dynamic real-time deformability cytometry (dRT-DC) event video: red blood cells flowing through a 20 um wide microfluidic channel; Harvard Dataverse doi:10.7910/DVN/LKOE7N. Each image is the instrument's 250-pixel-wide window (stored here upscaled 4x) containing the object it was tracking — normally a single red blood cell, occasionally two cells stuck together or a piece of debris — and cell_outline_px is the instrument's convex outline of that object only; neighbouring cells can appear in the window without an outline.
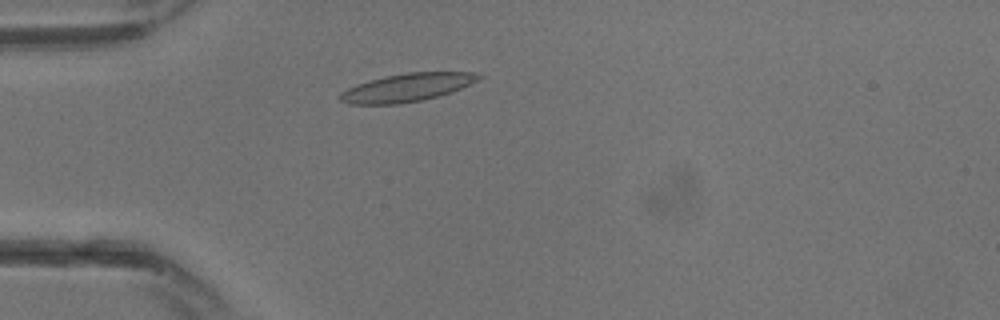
{"species": "common noctule bat (a hibernating species)", "species_latin": "Nyctalus noctula", "temperature_condition": "warm", "stored_images_in_passage": 12, "camera_frame_rate_fps": 3000, "um_per_image_px": 0.085, "animal": {"sex": "male", "body_mass_g": 13.3}, "frame": {"image": 1, "passage_image": 2, "time_ms": 0.333, "image_size_px": [1000, 320], "cell_outline_px": [[484, 76], [480, 80], [452, 92], [420, 100], [400, 104], [348, 104], [340, 100], [340, 92], [356, 84], [368, 80], [384, 76], [408, 72], [472, 72]], "centroid_in_image_um": [34.6, 7.43], "position_along_channel_um": 50.4, "area_um2": 22.72}}
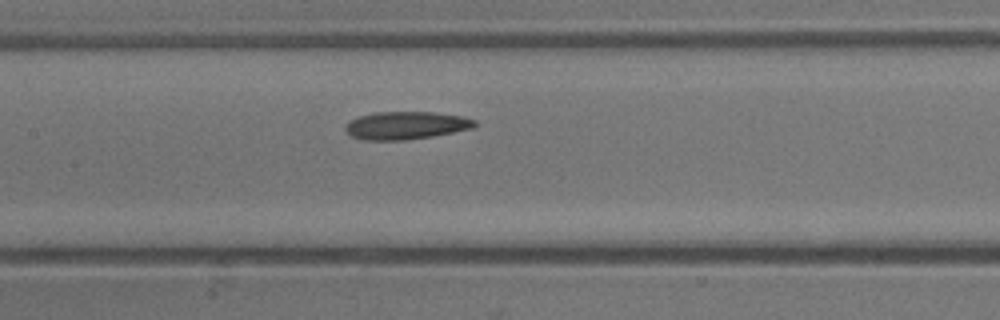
{"frame": {"image": 2, "passage_image": 8, "time_ms": 2.333, "image_size_px": [1000, 320], "cell_outline_px": [[476, 124], [472, 128], [432, 136], [408, 140], [364, 140], [352, 136], [344, 128], [352, 120], [360, 116], [376, 112], [436, 112], [464, 116], [476, 120]], "centroid_in_image_um": [34.55, 10.66], "position_along_channel_um": 172.9, "area_um2": 20.81}}
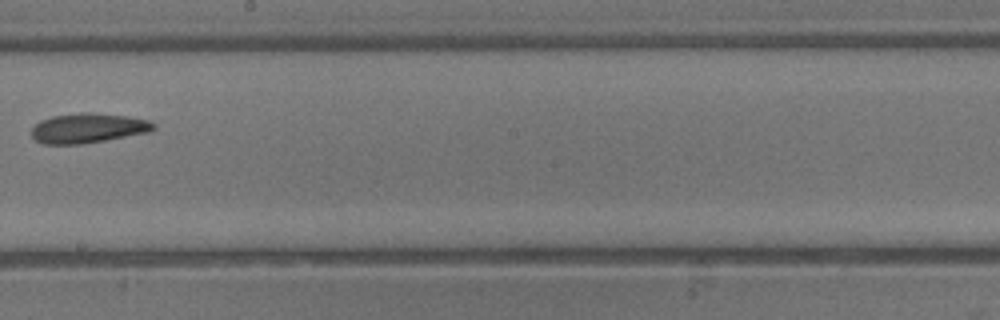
{"frame": {"image": 3, "passage_image": 11, "time_ms": 3.333, "image_size_px": [1000, 320], "cell_outline_px": [[156, 128], [148, 132], [84, 144], [44, 144], [36, 140], [32, 136], [32, 128], [40, 120], [52, 116], [80, 112], [128, 116], [148, 120], [156, 124]], "centroid_in_image_um": [7.48, 10.89], "position_along_channel_um": 240.7, "area_um2": 21.04}}